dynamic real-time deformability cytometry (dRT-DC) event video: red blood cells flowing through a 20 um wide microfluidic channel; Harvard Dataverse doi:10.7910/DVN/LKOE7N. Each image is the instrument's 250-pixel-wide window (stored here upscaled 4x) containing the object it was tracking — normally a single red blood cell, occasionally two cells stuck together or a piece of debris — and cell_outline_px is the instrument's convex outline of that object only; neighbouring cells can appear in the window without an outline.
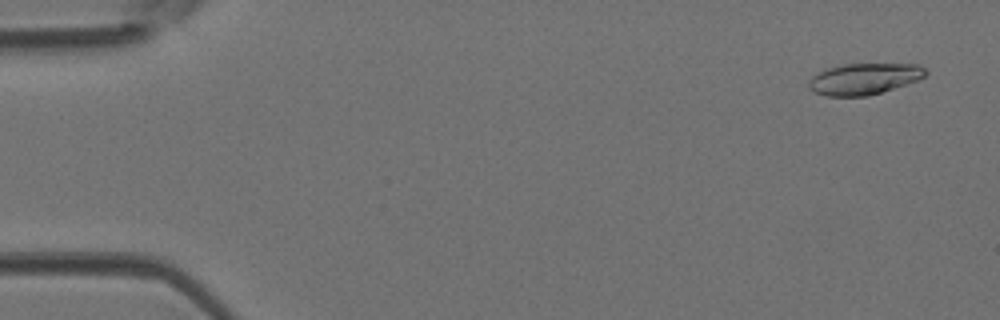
{"species": "Egyptian fruit bat (a non-hibernating species)", "species_latin": "Rousettus aegyptiacus", "temperature_condition": "room temperature", "stored_images_in_passage": 9, "camera_frame_rate_fps": 3000, "um_per_image_px": 0.085, "animal": {"sex": "female"}, "frame": {"image": 1, "passage_image": 3, "time_ms": 0.667, "image_size_px": [1000, 320], "cell_outline_px": [[928, 76], [868, 96], [824, 96], [812, 92], [808, 88], [808, 80], [812, 76], [828, 68], [844, 64], [920, 64], [928, 72]], "centroid_in_image_um": [73.42, 6.7], "position_along_channel_um": 11.6, "area_um2": 21.27}}